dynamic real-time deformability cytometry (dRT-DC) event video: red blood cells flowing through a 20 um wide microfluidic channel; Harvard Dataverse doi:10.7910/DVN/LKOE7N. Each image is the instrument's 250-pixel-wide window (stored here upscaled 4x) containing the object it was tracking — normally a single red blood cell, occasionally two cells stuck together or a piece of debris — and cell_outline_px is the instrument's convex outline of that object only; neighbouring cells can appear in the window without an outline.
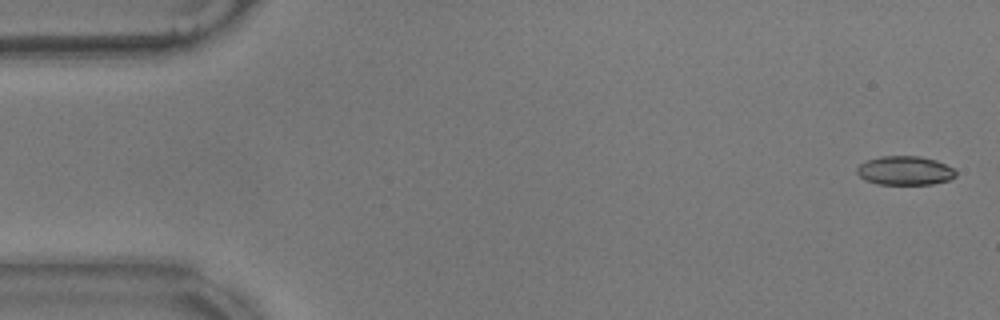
{"species": "common noctule bat (a hibernating species)", "species_latin": "Nyctalus noctula", "temperature_condition": "warm", "stored_images_in_passage": 58, "camera_frame_rate_fps": 3000, "um_per_image_px": 0.085, "animal": {"sex": "male", "body_mass_g": 17.9}, "frame": {"image": 1, "passage_image": 2, "time_ms": 0.333, "image_size_px": [1000, 320], "cell_outline_px": [[956, 176], [948, 180], [932, 184], [876, 184], [864, 180], [856, 172], [856, 168], [860, 164], [868, 160], [880, 156], [920, 156], [936, 160], [952, 168], [956, 172]], "centroid_in_image_um": [76.89, 14.5], "position_along_channel_um": 8.1, "area_um2": 16.65}}
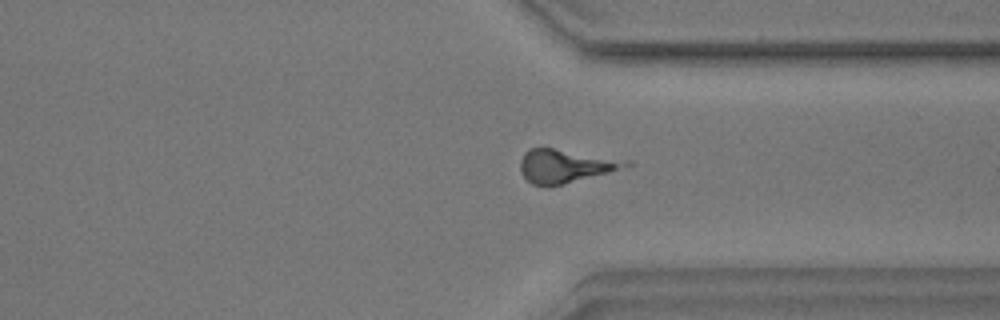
{"frame": {"image": 2, "passage_image": 43, "time_ms": 14.0, "image_size_px": [1000, 320], "cell_outline_px": [[632, 164], [608, 172], [564, 184], [532, 184], [520, 172], [520, 160], [524, 152], [528, 148], [552, 148], [632, 160]], "centroid_in_image_um": [48.05, 14.07], "position_along_channel_um": 363.4, "area_um2": 20.17}}
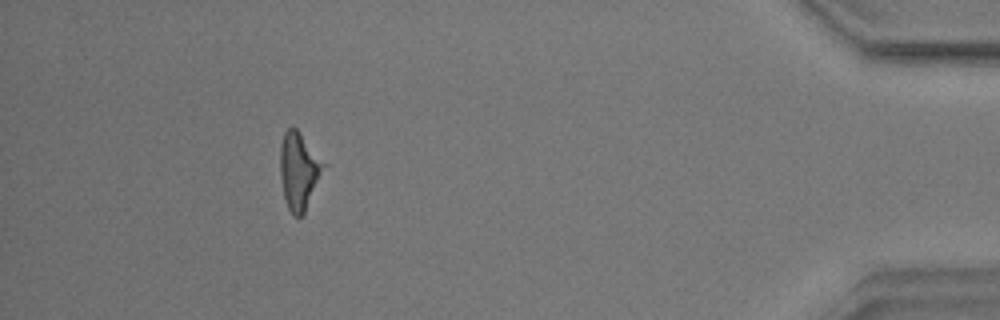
{"frame": {"image": 3, "passage_image": 52, "time_ms": 17.0, "image_size_px": [1000, 320], "cell_outline_px": [[328, 164], [304, 212], [300, 216], [296, 216], [288, 208], [284, 196], [280, 176], [280, 144], [284, 132], [292, 124], [296, 128]], "centroid_in_image_um": [25.43, 14.45], "position_along_channel_um": 409.8, "area_um2": 19.71}, "authors_computed_cell_mechanics": {"area_um2": 18.6405, "velocity_mm_per_s": 3.5342, "shape_relaxation_time_tau1_ms": 5.6893, "shape_relaxation_time_tau2_ms": 5.8723, "deformation_change_tau1": 0.1475, "deformation_change_tau2": 0.2034}}